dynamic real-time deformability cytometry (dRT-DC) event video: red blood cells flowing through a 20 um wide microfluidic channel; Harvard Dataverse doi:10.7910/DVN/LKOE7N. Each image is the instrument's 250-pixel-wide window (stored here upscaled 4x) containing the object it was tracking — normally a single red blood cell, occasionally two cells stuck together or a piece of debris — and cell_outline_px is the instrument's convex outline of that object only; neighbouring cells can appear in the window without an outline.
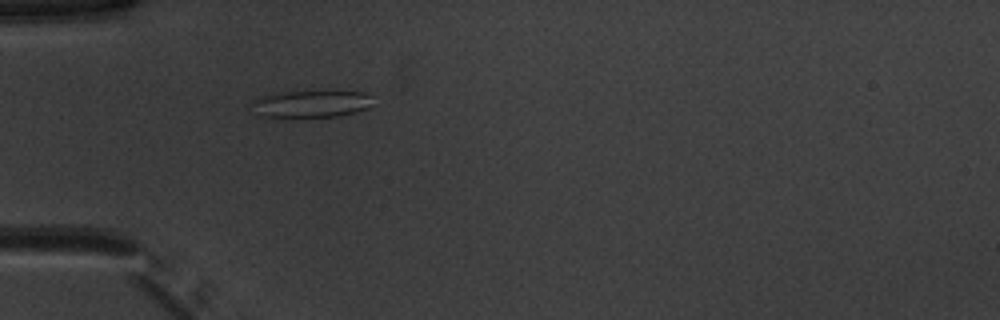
{"species": "common noctule bat (a hibernating species)", "species_latin": "Nyctalus noctula", "temperature_condition": "warm", "stored_images_in_passage": 52, "camera_frame_rate_fps": 3000, "um_per_image_px": 0.085, "animal": {"sex": "male", "body_mass_g": 20.1, "forearm_length_mm": 53.5}, "frame": {"image": 1, "passage_image": 17, "time_ms": 5.333, "image_size_px": [1000, 320], "cell_outline_px": [[372, 104], [368, 108], [340, 116], [296, 120], [260, 116], [252, 104], [252, 100], [264, 96], [284, 92], [364, 92], [372, 96]], "centroid_in_image_um": [26.45, 8.89], "position_along_channel_um": 58.6, "area_um2": 19.59}}
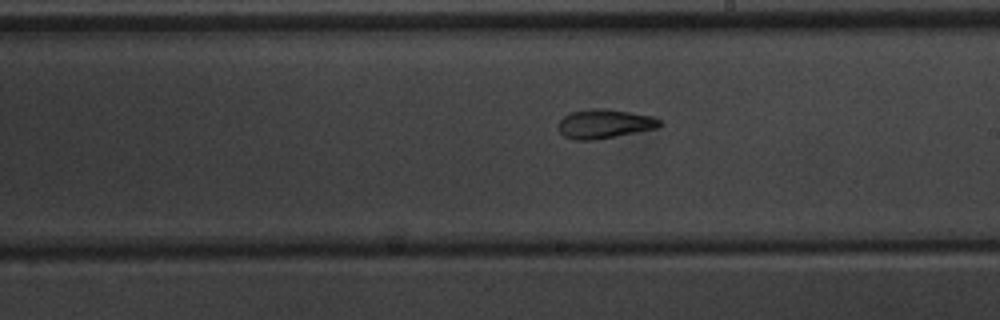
{"frame": {"image": 2, "passage_image": 31, "time_ms": 10.0, "image_size_px": [1000, 320], "cell_outline_px": [[664, 124], [660, 128], [616, 136], [592, 140], [576, 140], [564, 136], [560, 132], [556, 124], [564, 116], [572, 112], [592, 108], [604, 108], [652, 116], [660, 120]], "centroid_in_image_um": [51.4, 10.53], "position_along_channel_um": 237.6, "area_um2": 17.28}}
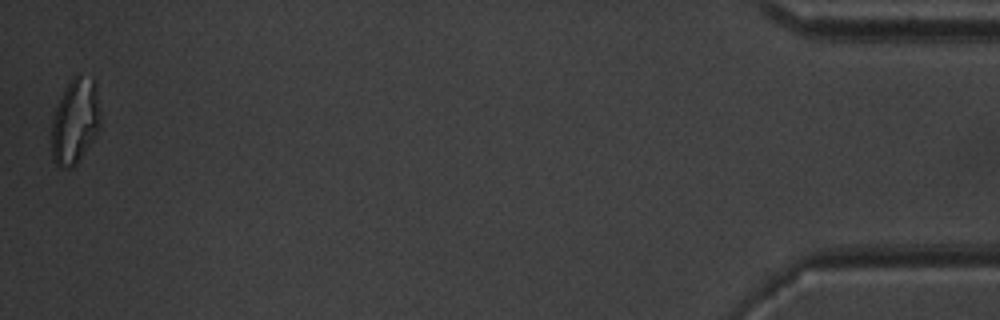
{"frame": {"image": 3, "passage_image": 52, "time_ms": 17.0, "image_size_px": [1000, 320], "cell_outline_px": [[100, 124], [92, 140], [76, 164], [72, 168], [60, 168], [52, 160], [52, 120], [56, 108], [72, 76], [80, 72], [92, 76], [96, 84], [100, 120]], "centroid_in_image_um": [6.38, 10.27], "position_along_channel_um": 428.8, "area_um2": 24.16}, "authors_computed_cell_mechanics": {"area_um2": 19.3052, "velocity_mm_per_s": 3.9622, "shape_relaxation_time_tau1_ms": null, "shape_relaxation_time_tau2_ms": 3.1859, "deformation_change_tau1": null, "deformation_change_tau2": 0.1051}}